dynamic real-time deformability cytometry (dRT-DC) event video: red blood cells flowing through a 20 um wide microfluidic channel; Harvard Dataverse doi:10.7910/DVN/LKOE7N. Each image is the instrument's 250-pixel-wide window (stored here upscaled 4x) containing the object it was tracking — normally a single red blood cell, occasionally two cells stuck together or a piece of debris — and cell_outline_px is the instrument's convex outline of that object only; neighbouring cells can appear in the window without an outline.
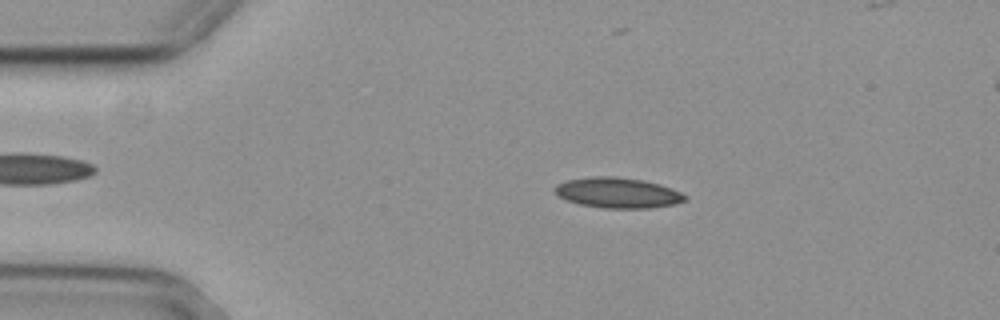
{"species": "common noctule bat (a hibernating species)", "species_latin": "Nyctalus noctula", "temperature_condition": "cold", "stored_images_in_passage": 27, "camera_frame_rate_fps": 3000, "um_per_image_px": 0.085, "animal": {"sex": "female", "body_mass_g": 29.2, "forearm_length_mm": 56.3}, "frame": {"image": 1, "passage_image": 11, "time_ms": 3.333, "image_size_px": [1000, 320], "cell_outline_px": [[688, 200], [672, 204], [652, 208], [604, 208], [580, 204], [568, 200], [560, 196], [556, 192], [556, 184], [568, 180], [592, 176], [616, 176], [644, 180], [660, 184], [672, 188], [688, 196]], "centroid_in_image_um": [52.56, 16.38], "position_along_channel_um": 32.4, "area_um2": 23.0}}
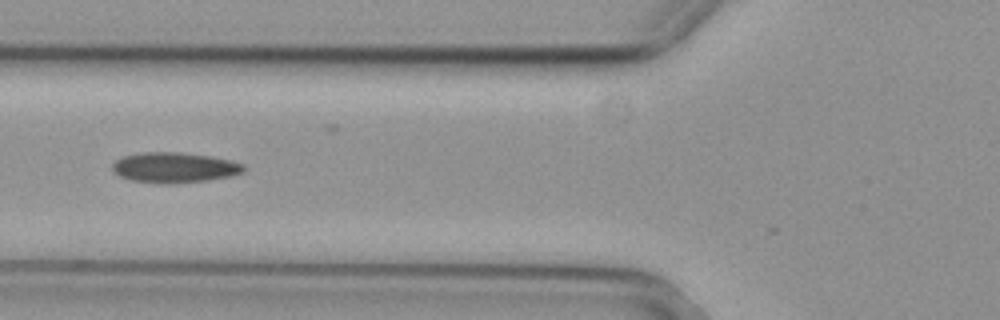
{"frame": {"image": 2, "passage_image": 21, "time_ms": 6.667, "image_size_px": [1000, 320], "cell_outline_px": [[248, 168], [244, 172], [232, 176], [208, 180], [172, 184], [160, 184], [132, 180], [120, 176], [112, 172], [112, 164], [116, 160], [124, 156], [144, 152], [180, 152], [208, 156], [228, 160], [244, 164]], "centroid_in_image_um": [14.84, 14.25], "position_along_channel_um": 111.0, "area_um2": 23.35}}
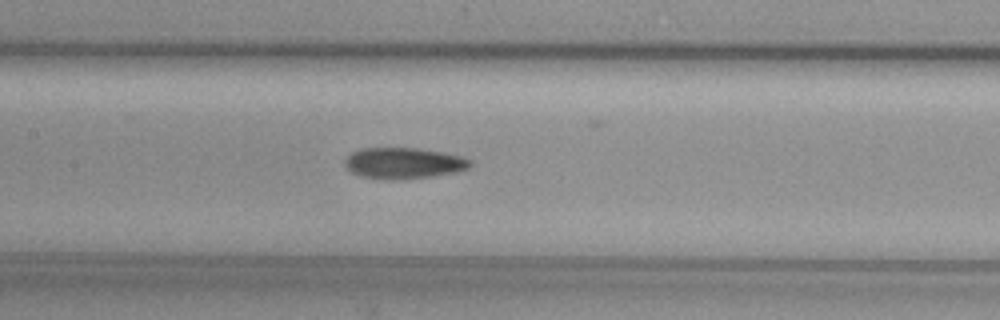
{"frame": {"image": 3, "passage_image": 26, "time_ms": 8.333, "image_size_px": [1000, 320], "cell_outline_px": [[472, 164], [468, 168], [456, 172], [432, 176], [400, 180], [388, 180], [360, 176], [352, 172], [344, 164], [344, 160], [352, 152], [360, 148], [416, 148], [440, 152], [460, 156], [472, 160]], "centroid_in_image_um": [34.29, 13.87], "position_along_channel_um": 173.1, "area_um2": 22.72}}